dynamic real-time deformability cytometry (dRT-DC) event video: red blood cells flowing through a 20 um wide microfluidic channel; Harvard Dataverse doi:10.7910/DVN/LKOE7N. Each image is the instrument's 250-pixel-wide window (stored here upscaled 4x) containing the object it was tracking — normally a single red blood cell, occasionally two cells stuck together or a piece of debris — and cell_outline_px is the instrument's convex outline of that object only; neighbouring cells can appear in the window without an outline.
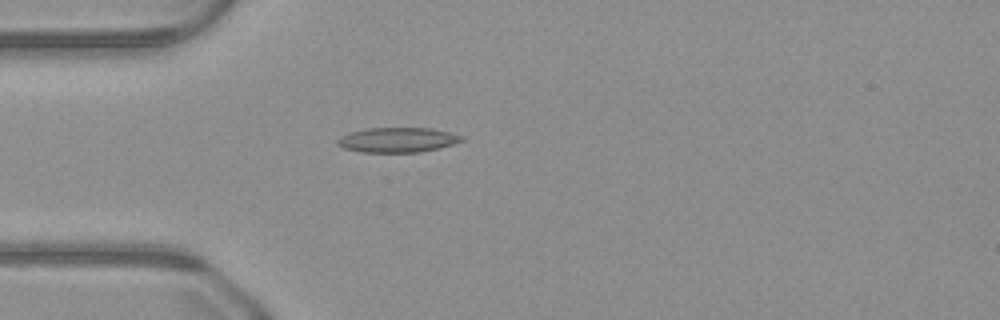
{"species": "common noctule bat (a hibernating species)", "species_latin": "Nyctalus noctula", "temperature_condition": "warm", "stored_images_in_passage": 37, "camera_frame_rate_fps": 3000, "um_per_image_px": 0.085, "animal": {"sex": "male", "body_mass_g": 23.1, "forearm_length_mm": 52.7}, "frame": {"image": 1, "passage_image": 1, "time_ms": 0.0, "image_size_px": [1000, 320], "cell_outline_px": [[464, 140], [440, 148], [420, 152], [360, 152], [344, 148], [336, 144], [336, 140], [340, 136], [352, 132], [368, 128], [432, 128], [464, 136]], "centroid_in_image_um": [33.79, 11.89], "position_along_channel_um": 51.2, "area_um2": 17.98}}
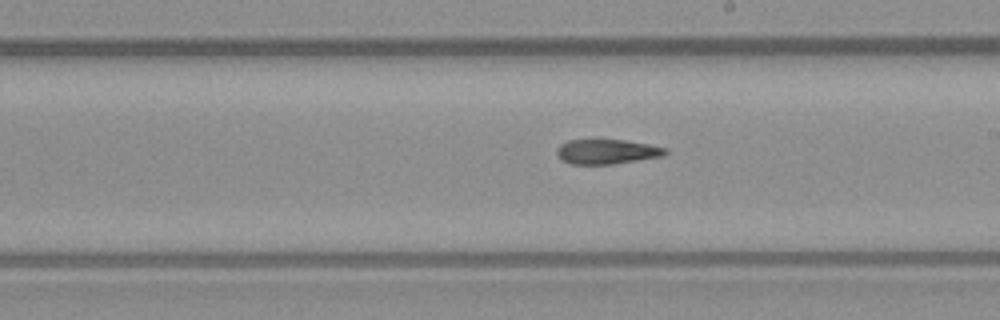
{"frame": {"image": 2, "passage_image": 15, "time_ms": 4.667, "image_size_px": [1000, 320], "cell_outline_px": [[668, 152], [664, 156], [612, 164], [572, 164], [560, 160], [556, 152], [556, 148], [560, 144], [568, 140], [624, 140], [648, 144], [668, 148]], "centroid_in_image_um": [51.58, 12.89], "position_along_channel_um": 237.4, "area_um2": 15.72}}
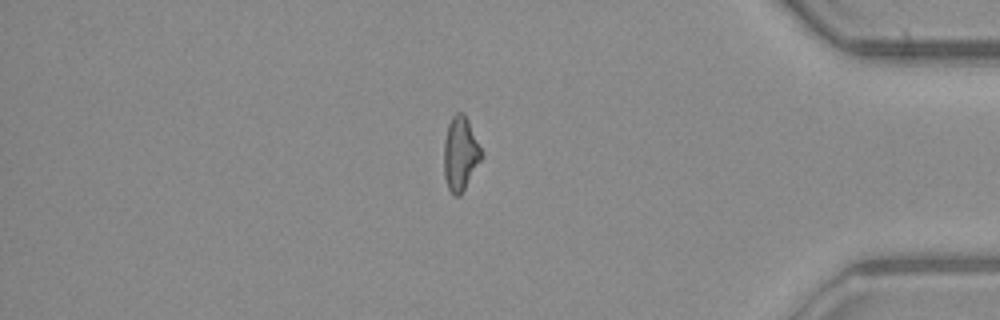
{"frame": {"image": 3, "passage_image": 29, "time_ms": 9.333, "image_size_px": [1000, 320], "cell_outline_px": [[484, 156], [460, 196], [452, 196], [448, 188], [444, 176], [444, 140], [448, 124], [452, 116], [456, 112], [464, 112], [484, 152]], "centroid_in_image_um": [39.15, 13.06], "position_along_channel_um": 396.1, "area_um2": 16.53}}